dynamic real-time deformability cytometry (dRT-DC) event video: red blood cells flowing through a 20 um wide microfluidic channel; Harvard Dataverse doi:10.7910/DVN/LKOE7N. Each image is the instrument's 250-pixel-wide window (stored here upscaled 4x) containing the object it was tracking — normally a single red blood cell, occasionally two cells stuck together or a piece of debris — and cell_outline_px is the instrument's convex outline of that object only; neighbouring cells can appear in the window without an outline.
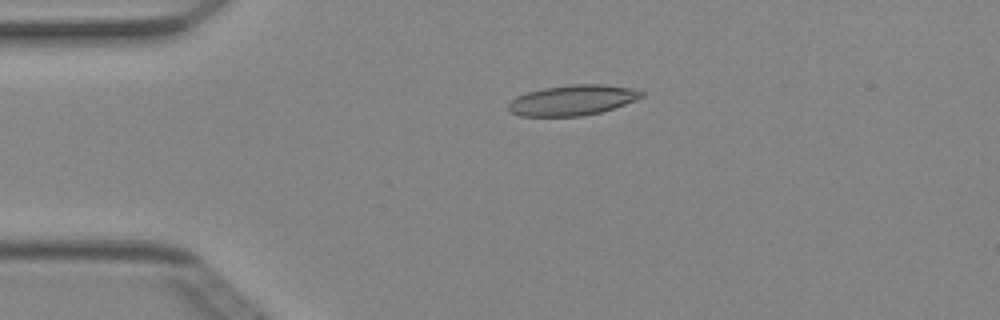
{"species": "Egyptian fruit bat (a non-hibernating species)", "species_latin": "Rousettus aegyptiacus", "temperature_condition": "cold", "stored_images_in_passage": 3, "camera_frame_rate_fps": 3000, "um_per_image_px": 0.085, "animal": {"sex": "female"}, "frame": {"image": 1, "passage_image": 2, "time_ms": 0.333, "image_size_px": [1000, 320], "cell_outline_px": [[644, 96], [636, 100], [600, 112], [584, 116], [520, 116], [512, 112], [508, 108], [508, 104], [516, 96], [528, 92], [544, 88], [572, 84], [604, 84], [628, 88], [644, 92]], "centroid_in_image_um": [48.65, 8.51], "position_along_channel_um": 36.3, "area_um2": 23.35}}